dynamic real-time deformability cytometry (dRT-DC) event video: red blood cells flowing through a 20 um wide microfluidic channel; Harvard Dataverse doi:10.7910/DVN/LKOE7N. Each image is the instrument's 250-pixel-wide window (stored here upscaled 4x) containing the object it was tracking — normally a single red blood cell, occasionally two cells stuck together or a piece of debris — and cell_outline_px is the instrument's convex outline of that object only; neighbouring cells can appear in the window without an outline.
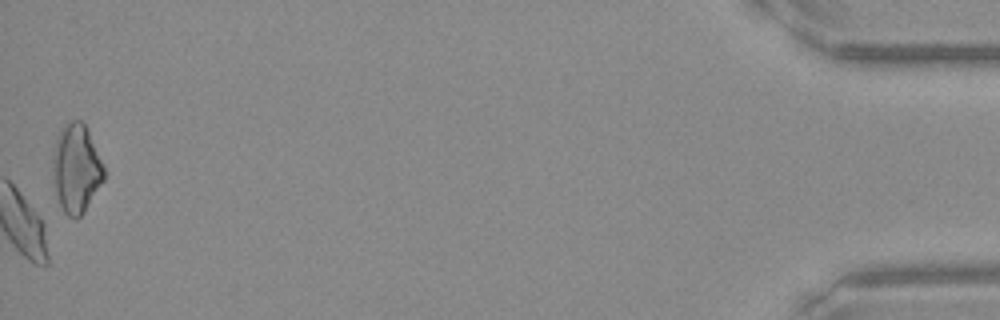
{"species": "Egyptian fruit bat (a non-hibernating species)", "species_latin": "Rousettus aegyptiacus", "temperature_condition": "warm", "stored_images_in_passage": 50, "camera_frame_rate_fps": 3000, "um_per_image_px": 0.085, "frame": {"image": 1, "passage_image": 50, "time_ms": 16.333, "image_size_px": [1000, 320], "cell_outline_px": [[104, 180], [84, 212], [76, 220], [68, 216], [64, 212], [60, 204], [56, 192], [52, 164], [52, 160], [56, 136], [60, 128], [72, 120], [80, 120], [84, 124], [88, 132], [104, 168]], "centroid_in_image_um": [6.46, 14.33], "position_along_channel_um": 428.7, "area_um2": 26.13}, "authors_computed_cell_mechanics": {"area_um2": 19.5364, "velocity_mm_per_s": 4.1531, "shape_relaxation_time_tau1_ms": null, "shape_relaxation_time_tau2_ms": 3.1066, "deformation_change_tau1": null, "deformation_change_tau2": 0.0808}}